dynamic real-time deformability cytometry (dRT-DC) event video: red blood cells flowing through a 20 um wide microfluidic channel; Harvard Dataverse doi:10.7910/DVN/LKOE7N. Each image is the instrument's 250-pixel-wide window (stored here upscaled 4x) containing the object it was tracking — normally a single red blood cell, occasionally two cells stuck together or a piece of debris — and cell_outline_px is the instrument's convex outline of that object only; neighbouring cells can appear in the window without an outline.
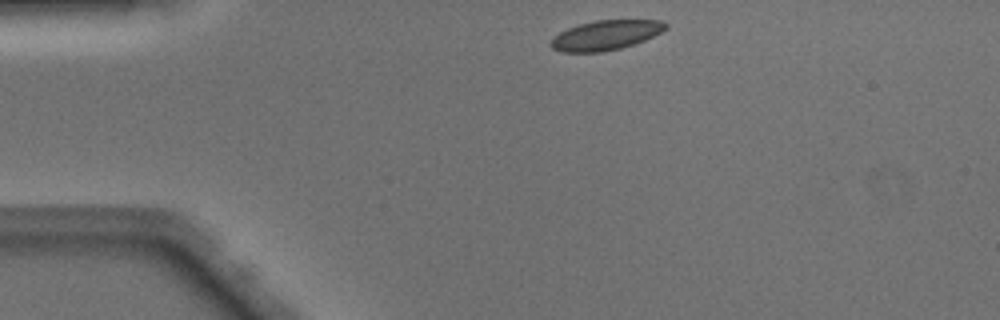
{"species": "Egyptian fruit bat (a non-hibernating species)", "species_latin": "Rousettus aegyptiacus", "temperature_condition": "warm", "stored_images_in_passage": 28, "camera_frame_rate_fps": 3000, "um_per_image_px": 0.085, "animal": {"sex": "male"}, "frame": {"image": 1, "passage_image": 1, "time_ms": 0.0, "image_size_px": [1000, 320], "cell_outline_px": [[668, 28], [644, 40], [620, 48], [604, 52], [560, 52], [552, 48], [552, 40], [560, 32], [568, 28], [580, 24], [596, 20], [664, 20], [668, 24]], "centroid_in_image_um": [51.52, 2.98], "position_along_channel_um": 33.5, "area_um2": 19.65}}
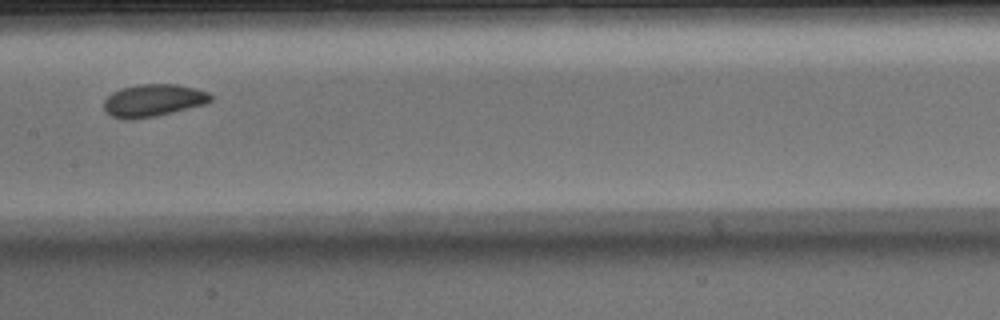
{"frame": {"image": 2, "passage_image": 16, "time_ms": 5.0, "image_size_px": [1000, 320], "cell_outline_px": [[212, 100], [204, 104], [156, 116], [132, 120], [120, 120], [104, 112], [104, 100], [112, 92], [120, 88], [136, 84], [176, 84], [208, 92], [212, 96]], "centroid_in_image_um": [12.96, 8.54], "position_along_channel_um": 194.4, "area_um2": 20.29}}
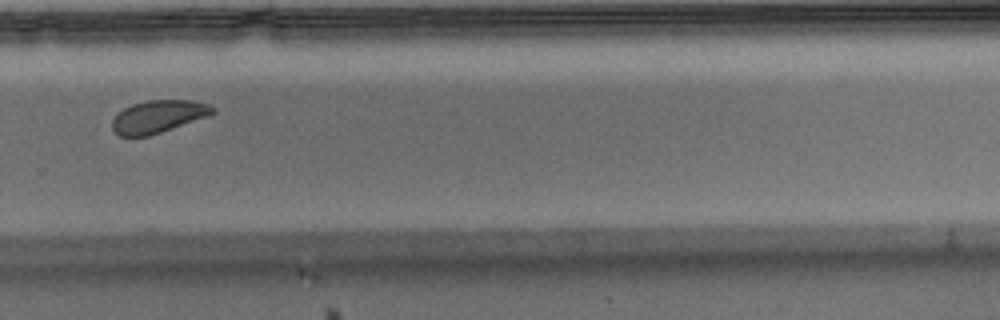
{"frame": {"image": 3, "passage_image": 25, "time_ms": 8.0, "image_size_px": [1000, 320], "cell_outline_px": [[216, 112], [208, 116], [148, 136], [120, 136], [112, 128], [112, 120], [124, 108], [132, 104], [148, 100], [192, 100], [208, 104], [216, 108]], "centroid_in_image_um": [13.47, 9.89], "position_along_channel_um": 316.3, "area_um2": 18.84}}